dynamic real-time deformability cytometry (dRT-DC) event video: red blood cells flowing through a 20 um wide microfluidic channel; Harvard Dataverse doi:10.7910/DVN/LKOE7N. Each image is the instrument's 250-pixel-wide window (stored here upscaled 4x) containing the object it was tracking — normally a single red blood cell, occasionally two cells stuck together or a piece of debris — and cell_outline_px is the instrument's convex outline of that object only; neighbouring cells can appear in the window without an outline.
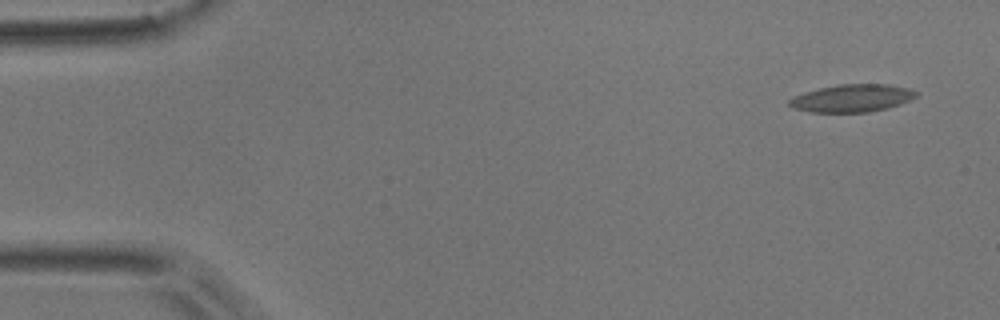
{"species": "common noctule bat (a hibernating species)", "species_latin": "Nyctalus noctula", "temperature_condition": "room temperature", "stored_images_in_passage": 8, "camera_frame_rate_fps": 3000, "um_per_image_px": 0.085, "animal": {"sex": "male", "body_mass_g": 17.9}, "frame": {"image": 1, "passage_image": 1, "time_ms": 0.0, "image_size_px": [1000, 320], "cell_outline_px": [[920, 92], [916, 96], [900, 104], [888, 108], [868, 112], [808, 112], [792, 108], [788, 104], [788, 100], [792, 96], [804, 92], [820, 88], [840, 84], [888, 84], [908, 88]], "centroid_in_image_um": [72.4, 8.34], "position_along_channel_um": 12.6, "area_um2": 20.52}}
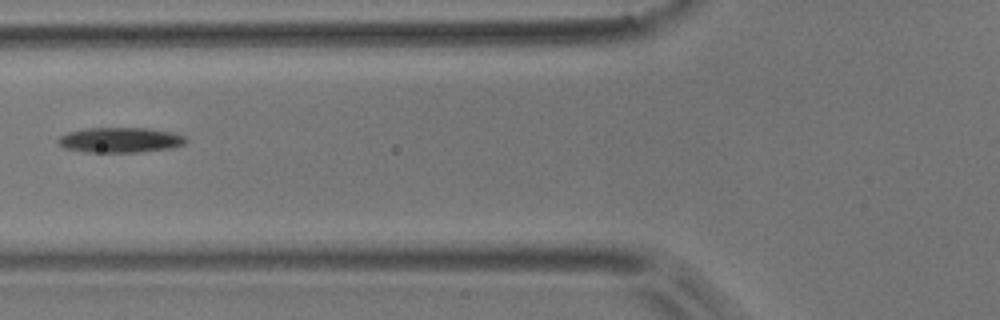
{"frame": {"image": 2, "passage_image": 6, "time_ms": 1.667, "image_size_px": [1000, 320], "cell_outline_px": [[188, 140], [184, 144], [172, 148], [140, 152], [84, 152], [64, 148], [56, 140], [60, 136], [68, 132], [88, 128], [148, 128], [172, 132], [184, 136]], "centroid_in_image_um": [10.22, 11.9], "position_along_channel_um": 115.6, "area_um2": 18.79}}
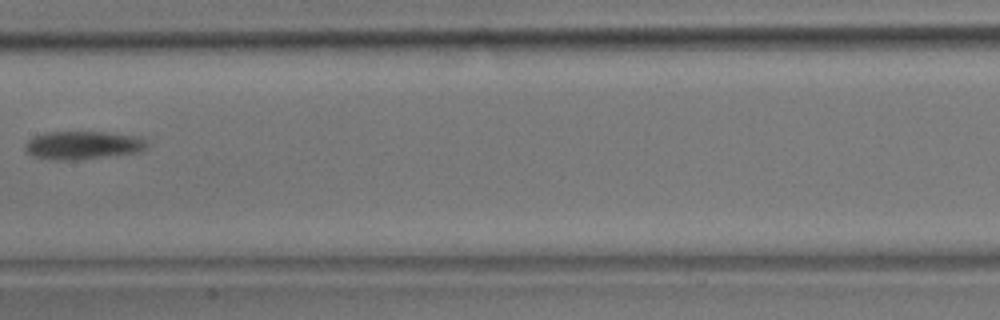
{"frame": {"image": 3, "passage_image": 8, "time_ms": 2.333, "image_size_px": [1000, 320], "cell_outline_px": [[148, 148], [140, 152], [76, 160], [60, 160], [32, 156], [24, 148], [24, 144], [32, 136], [48, 132], [108, 132], [144, 136], [148, 140]], "centroid_in_image_um": [7.12, 12.33], "position_along_channel_um": 200.3, "area_um2": 20.4}}